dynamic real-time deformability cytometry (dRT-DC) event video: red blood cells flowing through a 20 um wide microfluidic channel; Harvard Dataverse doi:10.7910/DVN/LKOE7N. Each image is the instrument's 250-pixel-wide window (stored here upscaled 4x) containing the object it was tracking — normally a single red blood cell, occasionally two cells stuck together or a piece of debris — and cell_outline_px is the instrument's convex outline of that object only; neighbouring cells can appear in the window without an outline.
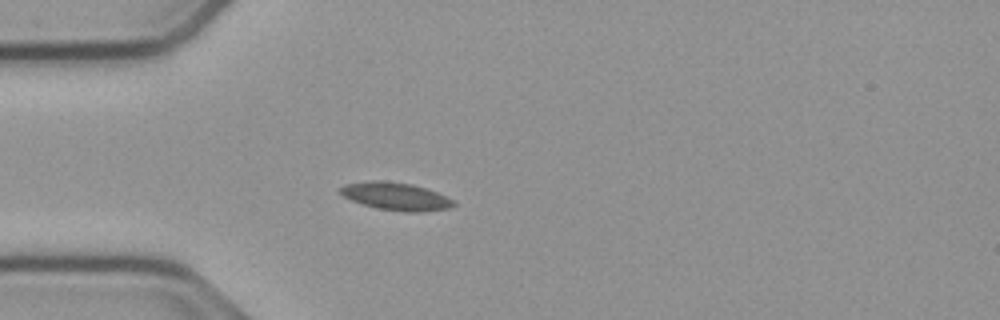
{"species": "common noctule bat (a hibernating species)", "species_latin": "Nyctalus noctula", "temperature_condition": "cold", "stored_images_in_passage": 42, "camera_frame_rate_fps": 3000, "um_per_image_px": 0.085, "animal": {"sex": "male", "body_mass_g": 23.1, "forearm_length_mm": 52.7}, "frame": {"image": 1, "passage_image": 1, "time_ms": 0.0, "image_size_px": [1000, 320], "cell_outline_px": [[456, 204], [452, 208], [424, 212], [404, 212], [376, 208], [352, 200], [344, 196], [336, 188], [344, 184], [372, 180], [380, 180], [412, 184], [436, 192], [456, 200]], "centroid_in_image_um": [33.67, 16.69], "position_along_channel_um": 51.3, "area_um2": 18.5}}
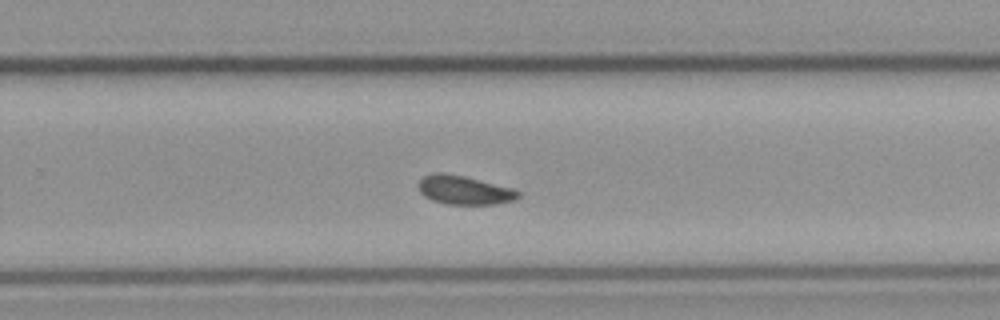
{"frame": {"image": 2, "passage_image": 21, "time_ms": 6.667, "image_size_px": [1000, 320], "cell_outline_px": [[520, 196], [516, 200], [496, 204], [444, 204], [432, 200], [424, 196], [420, 192], [420, 180], [424, 176], [436, 172], [444, 172], [464, 176], [512, 188], [520, 192]], "centroid_in_image_um": [39.48, 16.16], "position_along_channel_um": 290.3, "area_um2": 16.7}}
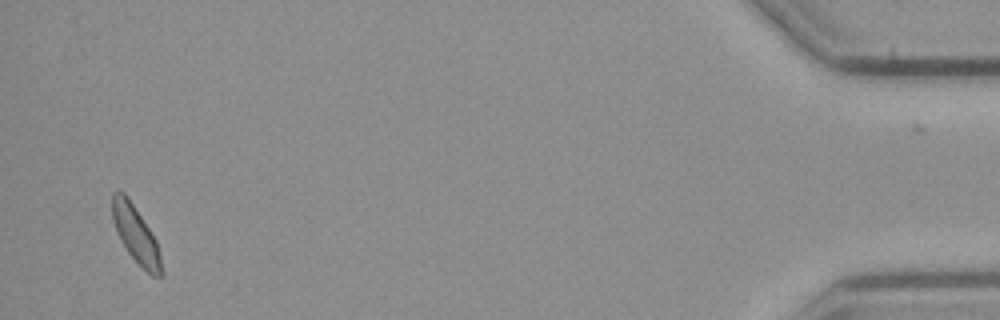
{"frame": {"image": 3, "passage_image": 39, "time_ms": 12.667, "image_size_px": [1000, 320], "cell_outline_px": [[164, 276], [152, 276], [128, 252], [120, 240], [112, 220], [112, 192], [124, 192], [128, 196], [156, 240], [164, 272]], "centroid_in_image_um": [11.54, 19.92], "position_along_channel_um": 423.7, "area_um2": 16.07}, "authors_computed_cell_mechanics": {"area_um2": 16.5886, "velocity_mm_per_s": 3.7213, "shape_relaxation_time_tau1_ms": null, "shape_relaxation_time_tau2_ms": 7.0872, "deformation_change_tau1": null, "deformation_change_tau2": 0.0985}}